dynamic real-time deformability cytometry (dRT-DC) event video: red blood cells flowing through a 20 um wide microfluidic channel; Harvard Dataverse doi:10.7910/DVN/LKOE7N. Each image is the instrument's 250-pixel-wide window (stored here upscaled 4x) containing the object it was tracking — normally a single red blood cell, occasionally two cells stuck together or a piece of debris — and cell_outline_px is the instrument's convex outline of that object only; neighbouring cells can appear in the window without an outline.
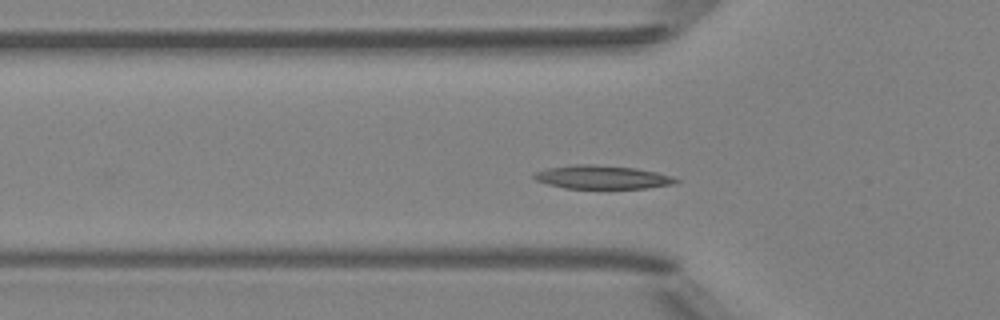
{"species": "Egyptian fruit bat (a non-hibernating species)", "species_latin": "Rousettus aegyptiacus", "temperature_condition": "room temperature", "stored_images_in_passage": 50, "segment_of_instrument_passage": [1, 2], "camera_frame_rate_fps": 3000, "um_per_image_px": 0.085, "animal": {"sex": "female"}, "frame": {"image": 1, "passage_image": 13, "time_ms": 4.0, "image_size_px": [1000, 320], "cell_outline_px": [[680, 180], [672, 184], [644, 188], [564, 188], [548, 184], [536, 180], [532, 176], [536, 172], [548, 168], [576, 164], [592, 164], [636, 168], [656, 172], [672, 176]], "centroid_in_image_um": [51.17, 15.05], "position_along_channel_um": 74.6, "area_um2": 19.19}}
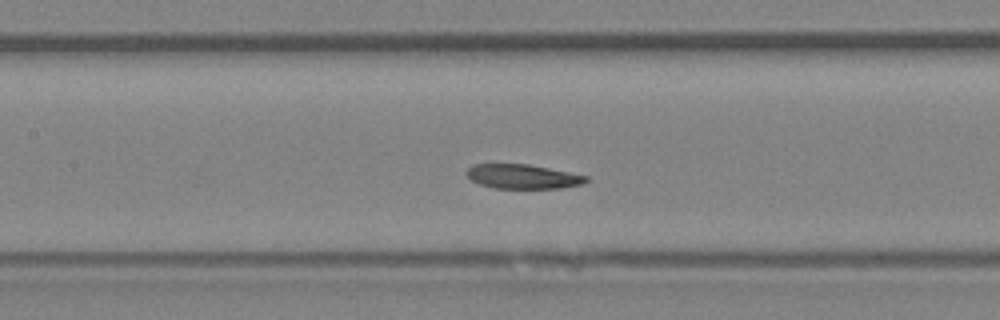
{"frame": {"image": 2, "passage_image": 20, "time_ms": 6.333, "image_size_px": [1000, 320], "cell_outline_px": [[588, 180], [584, 184], [560, 188], [492, 188], [480, 184], [472, 180], [464, 172], [472, 164], [528, 164], [588, 176]], "centroid_in_image_um": [44.42, 15.0], "position_along_channel_um": 163.0, "area_um2": 16.94}}
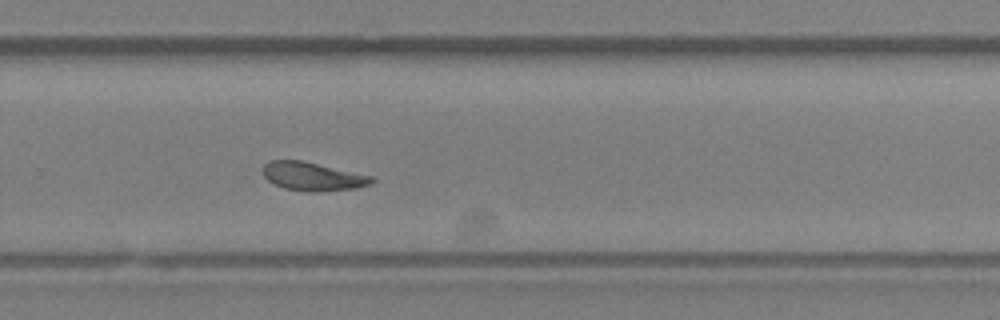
{"frame": {"image": 3, "passage_image": 31, "time_ms": 10.0, "image_size_px": [1000, 320], "cell_outline_px": [[376, 180], [368, 184], [356, 188], [316, 192], [308, 192], [284, 188], [268, 180], [264, 176], [264, 164], [268, 160], [300, 160], [372, 176]], "centroid_in_image_um": [26.56, 15.0], "position_along_channel_um": 303.2, "area_um2": 17.8}}